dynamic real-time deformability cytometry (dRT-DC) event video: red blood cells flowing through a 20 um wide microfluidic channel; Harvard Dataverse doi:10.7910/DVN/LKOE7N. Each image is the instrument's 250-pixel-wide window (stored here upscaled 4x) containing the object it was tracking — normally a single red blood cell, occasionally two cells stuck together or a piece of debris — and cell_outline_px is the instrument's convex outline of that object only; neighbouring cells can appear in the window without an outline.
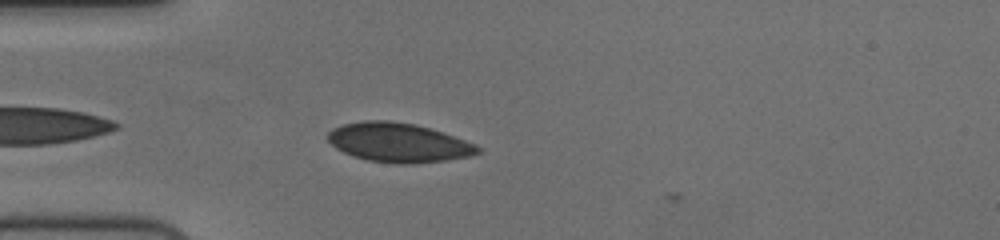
{"species": "human", "species_latin": "Homo sapiens", "temperature_condition": "cold", "stored_images_in_passage": 42, "camera_frame_rate_fps": 3000, "um_per_image_px": 0.085, "donor": {"sex": "female"}, "frame": {"image": 1, "passage_image": 3, "time_ms": 0.667, "image_size_px": [1000, 240], "cell_outline_px": [[480, 152], [472, 156], [444, 160], [412, 164], [400, 164], [368, 160], [352, 156], [336, 148], [328, 140], [328, 132], [332, 128], [344, 124], [364, 120], [388, 120], [416, 124], [476, 144], [480, 148]], "centroid_in_image_um": [33.85, 12.12], "position_along_channel_um": 51.1, "area_um2": 34.04}}
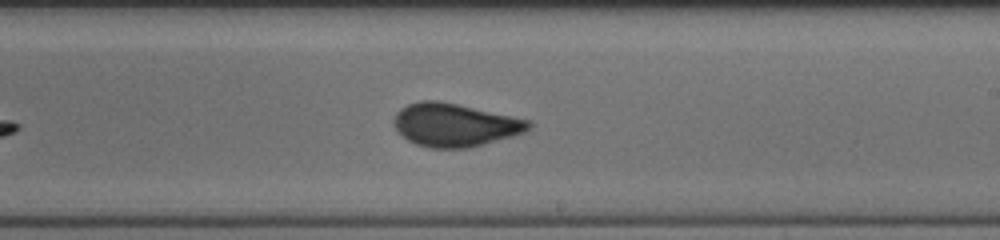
{"frame": {"image": 2, "passage_image": 20, "time_ms": 6.333, "image_size_px": [1000, 240], "cell_outline_px": [[532, 128], [528, 132], [484, 144], [468, 148], [428, 148], [416, 144], [408, 140], [396, 128], [392, 120], [396, 112], [400, 108], [408, 104], [420, 100], [440, 100], [532, 120]], "centroid_in_image_um": [38.7, 10.61], "position_along_channel_um": 250.3, "area_um2": 34.28}}
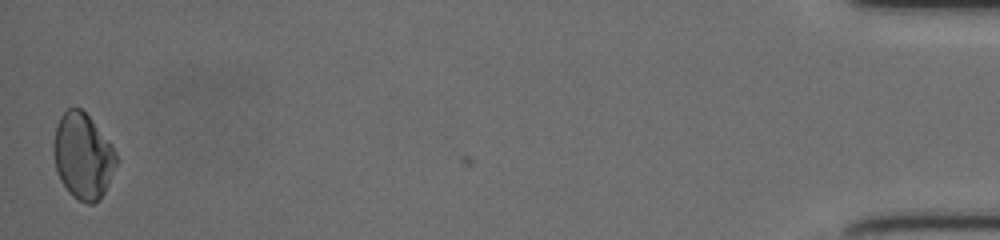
{"frame": {"image": 3, "passage_image": 42, "time_ms": 13.667, "image_size_px": [1000, 240], "cell_outline_px": [[116, 164], [108, 184], [100, 200], [92, 204], [88, 204], [72, 196], [68, 192], [60, 180], [56, 168], [52, 152], [52, 144], [56, 128], [60, 116], [68, 108], [80, 108], [92, 120], [112, 144], [116, 152]], "centroid_in_image_um": [7.03, 13.28], "position_along_channel_um": 428.2, "area_um2": 31.33}, "authors_computed_cell_mechanics": {"area_um2": 33.4084, "velocity_mm_per_s": 3.7291, "shape_relaxation_time_tau1_ms": 7.7573, "shape_relaxation_time_tau2_ms": null, "deformation_change_tau1": 0.1343, "deformation_change_tau2": null}}